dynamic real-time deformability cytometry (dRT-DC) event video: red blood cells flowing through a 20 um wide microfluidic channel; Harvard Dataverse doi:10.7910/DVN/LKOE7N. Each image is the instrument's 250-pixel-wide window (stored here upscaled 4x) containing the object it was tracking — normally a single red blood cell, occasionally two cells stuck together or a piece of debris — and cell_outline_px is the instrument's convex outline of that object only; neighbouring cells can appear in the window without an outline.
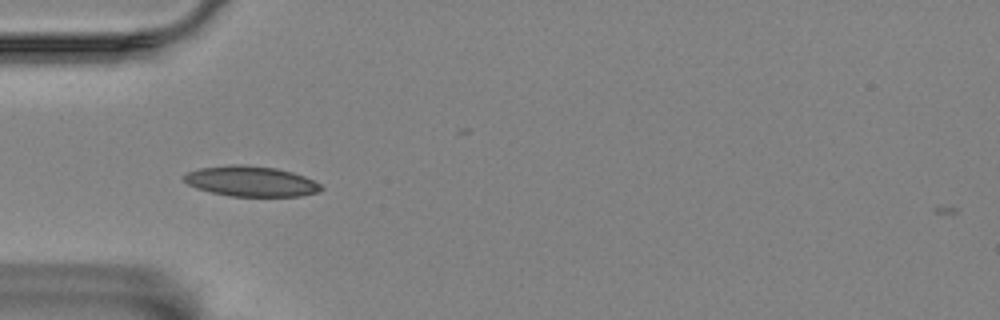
{"species": "Egyptian fruit bat (a non-hibernating species)", "species_latin": "Rousettus aegyptiacus", "temperature_condition": "room temperature", "stored_images_in_passage": 29, "camera_frame_rate_fps": 3000, "um_per_image_px": 0.085, "animal": {"sex": "female"}, "frame": {"image": 1, "passage_image": 1, "time_ms": 0.0, "image_size_px": [1000, 320], "cell_outline_px": [[324, 188], [320, 192], [300, 196], [232, 196], [212, 192], [196, 188], [188, 184], [184, 180], [184, 176], [188, 172], [200, 168], [232, 164], [240, 164], [276, 168], [292, 172], [304, 176], [320, 184]], "centroid_in_image_um": [21.36, 15.41], "position_along_channel_um": 63.6, "area_um2": 24.1}}
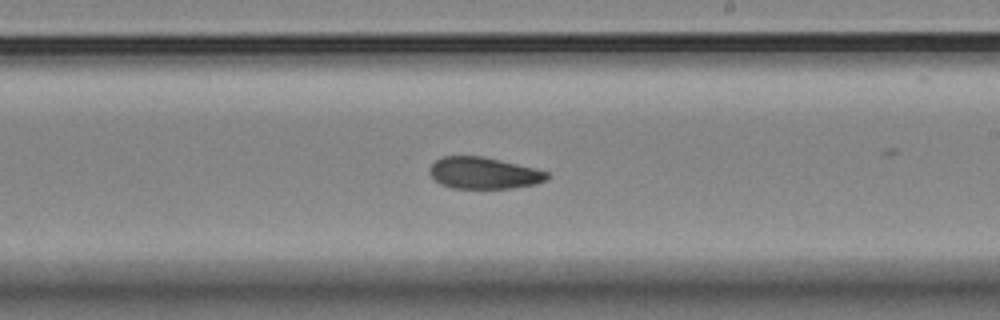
{"frame": {"image": 2, "passage_image": 17, "time_ms": 5.333, "image_size_px": [1000, 320], "cell_outline_px": [[548, 180], [536, 184], [512, 188], [452, 188], [440, 184], [428, 172], [428, 168], [436, 160], [444, 156], [484, 156], [536, 168], [548, 172]], "centroid_in_image_um": [41.13, 14.7], "position_along_channel_um": 247.9, "area_um2": 21.79}}
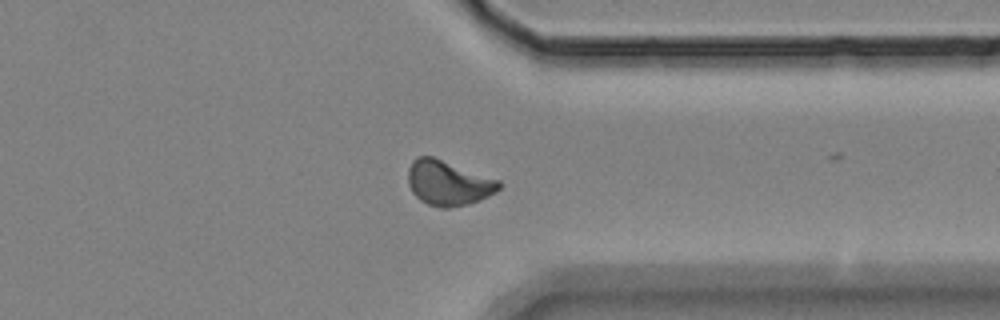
{"frame": {"image": 3, "passage_image": 28, "time_ms": 9.0, "image_size_px": [1000, 320], "cell_outline_px": [[504, 184], [496, 192], [480, 200], [468, 204], [448, 208], [440, 208], [428, 204], [420, 200], [412, 192], [408, 184], [408, 168], [412, 160], [416, 156], [432, 156], [500, 180]], "centroid_in_image_um": [38.1, 15.55], "position_along_channel_um": 373.3, "area_um2": 23.99}}